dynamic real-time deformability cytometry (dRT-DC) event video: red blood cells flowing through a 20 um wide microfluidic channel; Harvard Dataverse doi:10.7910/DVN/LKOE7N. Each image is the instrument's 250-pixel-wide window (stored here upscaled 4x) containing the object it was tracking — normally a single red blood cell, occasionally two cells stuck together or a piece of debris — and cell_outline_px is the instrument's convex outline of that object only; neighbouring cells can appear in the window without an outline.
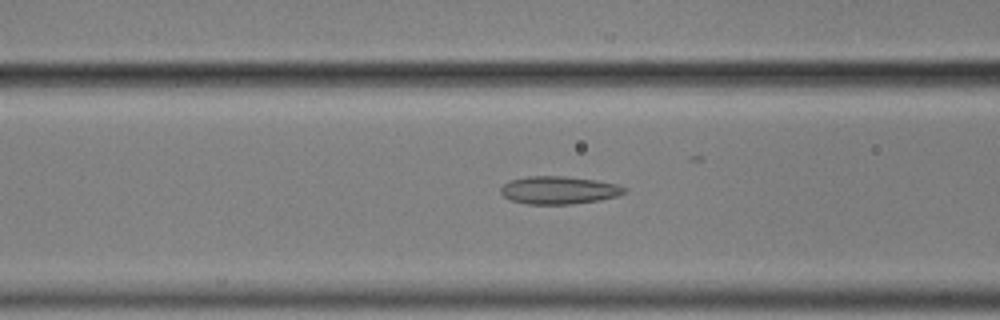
{"species": "common noctule bat (a hibernating species)", "species_latin": "Nyctalus noctula", "temperature_condition": "cold", "stored_images_in_passage": 57, "camera_frame_rate_fps": 3000, "um_per_image_px": 0.085, "animal": {"sex": "male", "body_mass_g": 17.9}, "frame": {"image": 1, "passage_image": 23, "time_ms": 7.333, "image_size_px": [1000, 320], "cell_outline_px": [[628, 192], [620, 196], [600, 200], [572, 204], [528, 204], [512, 200], [504, 196], [500, 192], [500, 188], [508, 180], [528, 176], [564, 176], [596, 180], [616, 184], [628, 188]], "centroid_in_image_um": [47.55, 16.16], "position_along_channel_um": 119.1, "area_um2": 20.23}}
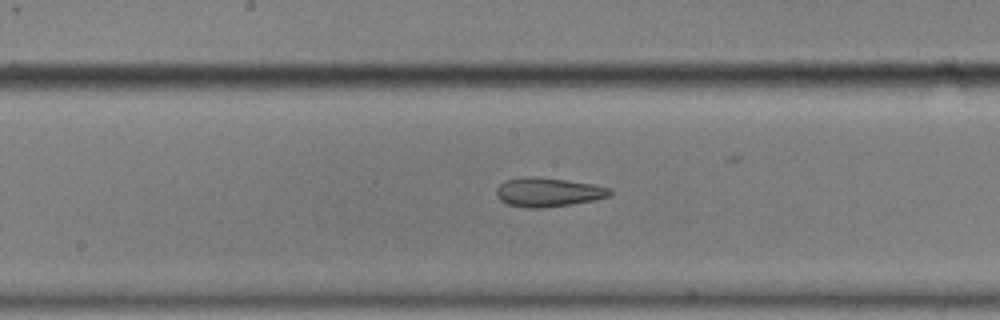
{"frame": {"image": 2, "passage_image": 30, "time_ms": 9.667, "image_size_px": [1000, 320], "cell_outline_px": [[612, 192], [608, 196], [596, 200], [544, 208], [528, 208], [508, 204], [500, 200], [496, 196], [496, 188], [504, 180], [524, 176], [536, 176], [592, 184], [612, 188]], "centroid_in_image_um": [46.56, 16.33], "position_along_channel_um": 201.6, "area_um2": 19.31}}
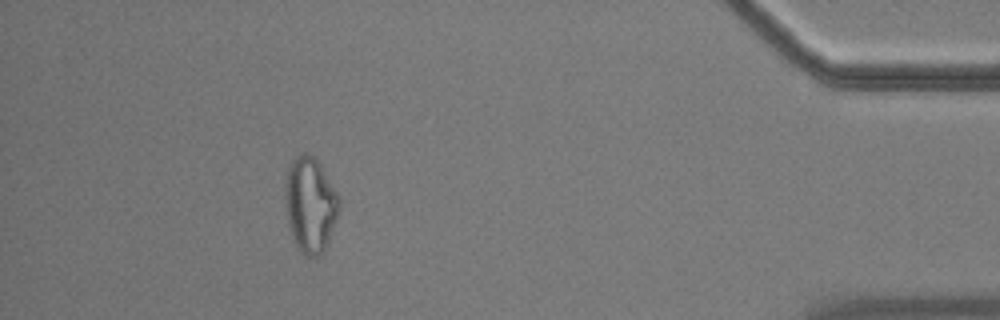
{"frame": {"image": 3, "passage_image": 52, "time_ms": 17.0, "image_size_px": [1000, 320], "cell_outline_px": [[340, 208], [328, 244], [316, 256], [304, 256], [296, 248], [292, 240], [288, 224], [284, 204], [284, 184], [288, 164], [300, 152], [304, 152], [312, 156], [320, 164], [336, 192], [340, 200]], "centroid_in_image_um": [26.32, 17.4], "position_along_channel_um": 408.9, "area_um2": 30.46}, "authors_computed_cell_mechanics": {"area_um2": 21.3282, "velocity_mm_per_s": 3.5264, "shape_relaxation_time_tau1_ms": null, "shape_relaxation_time_tau2_ms": 4.0102, "deformation_change_tau1": null, "deformation_change_tau2": 0.1093}}